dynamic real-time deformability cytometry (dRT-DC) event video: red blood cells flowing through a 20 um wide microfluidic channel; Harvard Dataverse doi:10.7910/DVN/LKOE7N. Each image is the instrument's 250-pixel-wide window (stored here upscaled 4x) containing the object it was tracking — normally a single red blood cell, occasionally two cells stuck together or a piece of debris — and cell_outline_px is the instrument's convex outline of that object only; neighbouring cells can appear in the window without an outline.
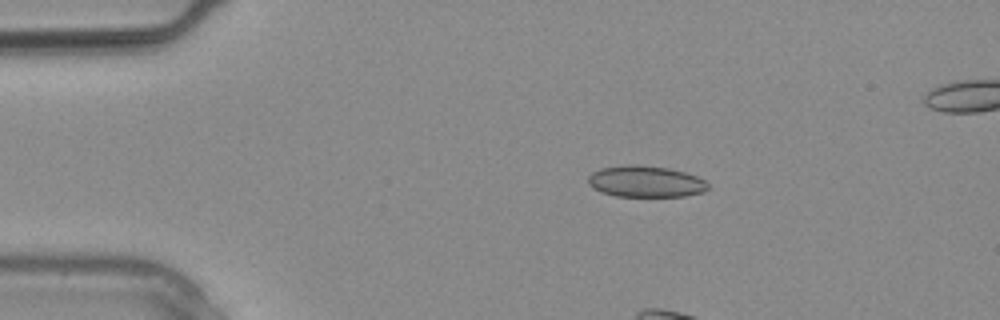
{"species": "common noctule bat (a hibernating species)", "species_latin": "Nyctalus noctula", "temperature_condition": "warm", "stored_images_in_passage": 4, "camera_frame_rate_fps": 3000, "um_per_image_px": 0.085, "animal": {"sex": "male", "body_mass_g": 20.4}, "frame": {"image": 1, "passage_image": 4, "time_ms": 1.0, "image_size_px": [1000, 320], "cell_outline_px": [[708, 188], [704, 192], [684, 196], [616, 196], [600, 192], [592, 188], [588, 184], [588, 176], [592, 172], [600, 168], [628, 164], [636, 164], [668, 168], [684, 172], [696, 176], [704, 180], [708, 184]], "centroid_in_image_um": [54.84, 15.42], "position_along_channel_um": 30.2, "area_um2": 22.02}}